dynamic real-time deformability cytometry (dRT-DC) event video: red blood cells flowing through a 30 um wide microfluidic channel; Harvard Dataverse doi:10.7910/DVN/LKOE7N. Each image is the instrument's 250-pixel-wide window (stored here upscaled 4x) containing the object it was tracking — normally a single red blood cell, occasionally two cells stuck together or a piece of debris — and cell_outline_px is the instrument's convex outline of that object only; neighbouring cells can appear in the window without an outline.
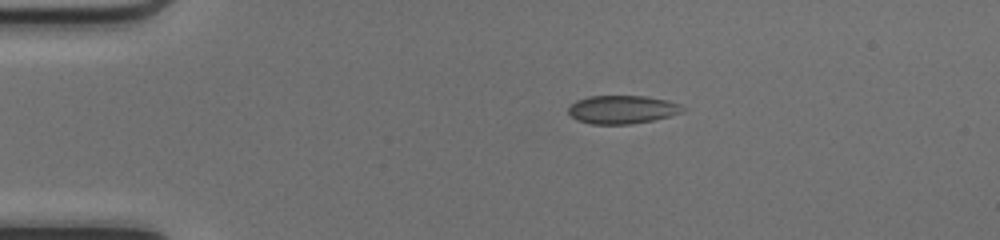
{"species": "common noctule bat (a hibernating species)", "species_latin": "Nyctalus noctula", "temperature_condition": "cold", "stored_images_in_passage": 40, "camera_frame_rate_fps": 3000, "um_per_image_px": 0.085, "animal": {"sex": "female", "body_mass_g": 17.0, "forearm_length_mm": 48.0}, "frame": {"image": 1, "passage_image": 1, "time_ms": 0.0, "image_size_px": [1000, 240], "cell_outline_px": [[688, 108], [684, 112], [652, 120], [632, 124], [592, 124], [576, 120], [568, 112], [568, 108], [576, 100], [588, 96], [644, 96], [668, 100], [680, 104]], "centroid_in_image_um": [52.91, 9.31], "position_along_channel_um": 32.1, "area_um2": 18.96}}
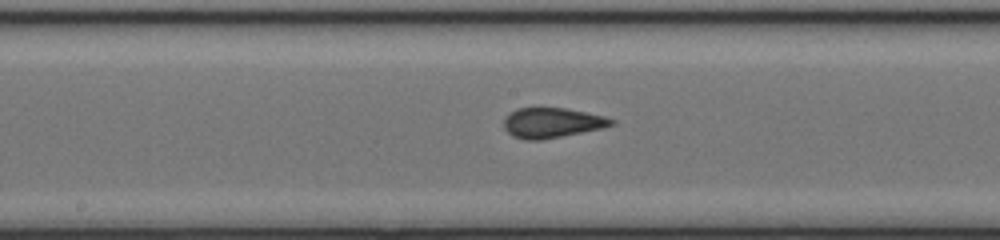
{"frame": {"image": 2, "passage_image": 17, "time_ms": 5.333, "image_size_px": [1000, 240], "cell_outline_px": [[616, 124], [600, 128], [540, 140], [524, 140], [512, 136], [504, 128], [504, 116], [516, 108], [564, 108], [604, 116], [616, 120]], "centroid_in_image_um": [46.87, 10.43], "position_along_channel_um": 201.3, "area_um2": 18.67}}
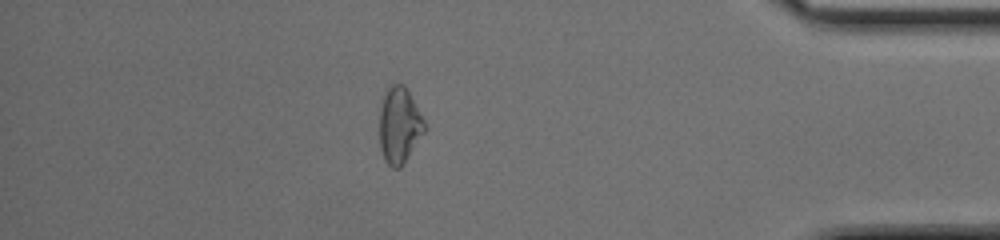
{"frame": {"image": 3, "passage_image": 34, "time_ms": 11.0, "image_size_px": [1000, 240], "cell_outline_px": [[424, 132], [404, 164], [400, 168], [392, 168], [384, 160], [380, 148], [380, 108], [384, 88], [388, 84], [404, 84], [424, 120]], "centroid_in_image_um": [33.91, 10.64], "position_along_channel_um": 401.3, "area_um2": 20.06}, "authors_computed_cell_mechanics": {"area_um2": 18.9295, "velocity_mm_per_s": 4.2032, "shape_relaxation_time_tau1_ms": null, "shape_relaxation_time_tau2_ms": 0.7272, "deformation_change_tau1": null, "deformation_change_tau2": 0.0569}}